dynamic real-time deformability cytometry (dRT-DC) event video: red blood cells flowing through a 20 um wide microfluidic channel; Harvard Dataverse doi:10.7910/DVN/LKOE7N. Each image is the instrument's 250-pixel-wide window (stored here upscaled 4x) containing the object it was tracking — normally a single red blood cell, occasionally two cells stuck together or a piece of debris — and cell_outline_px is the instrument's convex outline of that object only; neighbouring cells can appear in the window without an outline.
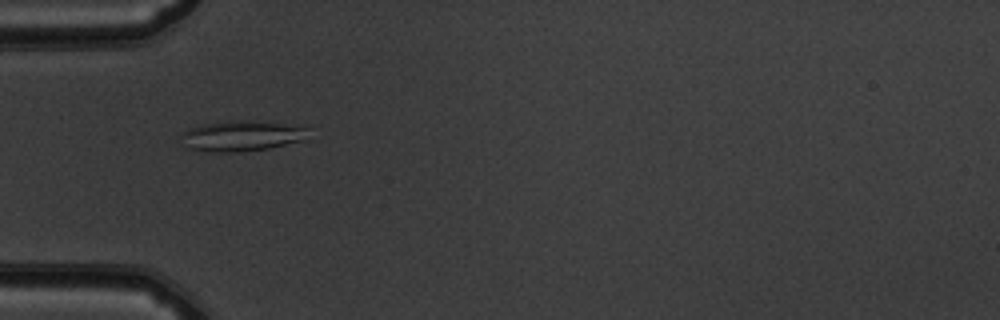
{"species": "common noctule bat (a hibernating species)", "species_latin": "Nyctalus noctula", "temperature_condition": "warm", "stored_images_in_passage": 45, "camera_frame_rate_fps": 3000, "um_per_image_px": 0.085, "animal": {"sex": "male", "body_mass_g": 19.5, "forearm_length_mm": 54.6}, "frame": {"image": 1, "passage_image": 10, "time_ms": 3.0, "image_size_px": [1000, 320], "cell_outline_px": [[308, 128], [304, 140], [268, 148], [240, 152], [204, 152], [188, 148], [184, 132], [188, 128], [204, 124], [228, 120], [240, 120], [304, 124]], "centroid_in_image_um": [20.64, 11.53], "position_along_channel_um": 64.4, "area_um2": 22.66}}
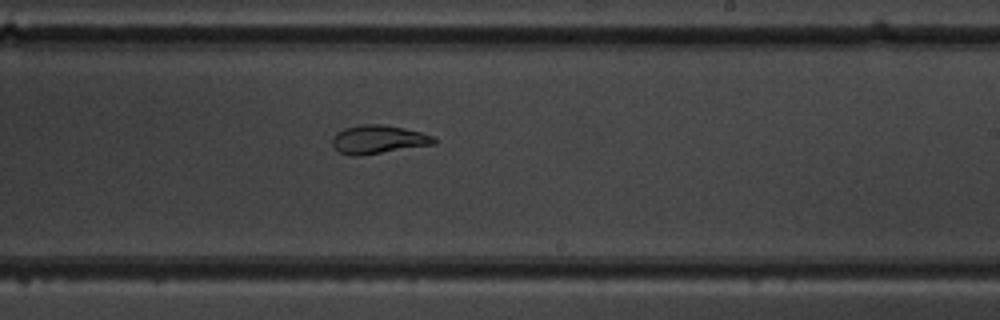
{"frame": {"image": 2, "passage_image": 25, "time_ms": 8.0, "image_size_px": [1000, 320], "cell_outline_px": [[436, 144], [360, 156], [352, 156], [340, 152], [332, 144], [332, 140], [336, 132], [344, 128], [360, 124], [384, 124], [404, 128], [420, 132], [432, 136], [436, 140]], "centroid_in_image_um": [32.15, 11.85], "position_along_channel_um": 256.9, "area_um2": 16.94}}
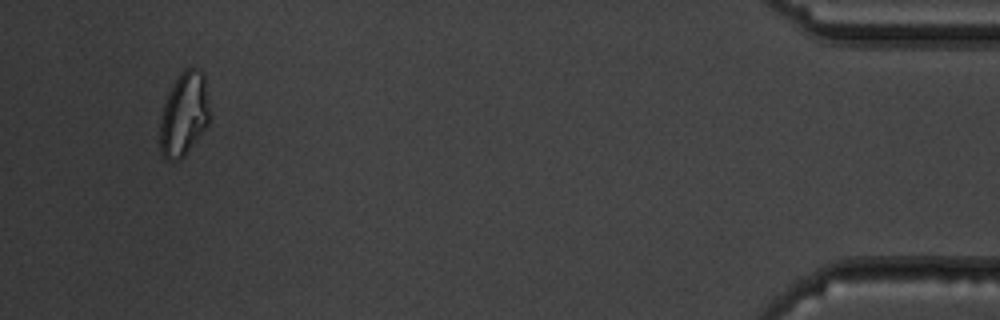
{"frame": {"image": 3, "passage_image": 43, "time_ms": 14.0, "image_size_px": [1000, 320], "cell_outline_px": [[208, 124], [184, 156], [180, 160], [168, 160], [160, 152], [160, 116], [168, 92], [172, 84], [180, 72], [184, 68], [200, 68], [204, 72], [208, 96]], "centroid_in_image_um": [15.63, 9.67], "position_along_channel_um": 419.6, "area_um2": 24.33}, "authors_computed_cell_mechanics": {"area_um2": 19.363, "velocity_mm_per_s": 3.8899, "shape_relaxation_time_tau1_ms": null, "shape_relaxation_time_tau2_ms": 1.2378, "deformation_change_tau1": null, "deformation_change_tau2": 0.0521}}